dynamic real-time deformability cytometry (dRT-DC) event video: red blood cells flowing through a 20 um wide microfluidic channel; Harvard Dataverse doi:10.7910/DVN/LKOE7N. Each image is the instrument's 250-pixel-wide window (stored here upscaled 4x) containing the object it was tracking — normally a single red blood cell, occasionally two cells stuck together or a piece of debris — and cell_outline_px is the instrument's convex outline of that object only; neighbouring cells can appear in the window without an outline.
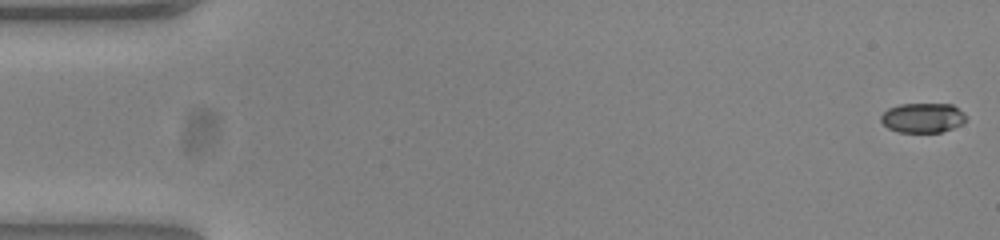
{"species": "common noctule bat (a hibernating species)", "species_latin": "Nyctalus noctula", "temperature_condition": "warm", "stored_images_in_passage": 53, "camera_frame_rate_fps": 3000, "um_per_image_px": 0.085, "animal": {"sex": "female", "body_mass_g": 23.0, "forearm_length_mm": 53.4}, "frame": {"image": 1, "passage_image": 1, "time_ms": 0.0, "image_size_px": [1000, 240], "cell_outline_px": [[968, 120], [952, 128], [940, 132], [900, 132], [888, 128], [880, 120], [880, 116], [888, 108], [900, 104], [952, 104], [964, 112], [968, 116]], "centroid_in_image_um": [78.46, 10.0], "position_along_channel_um": 6.5, "area_um2": 14.8}}
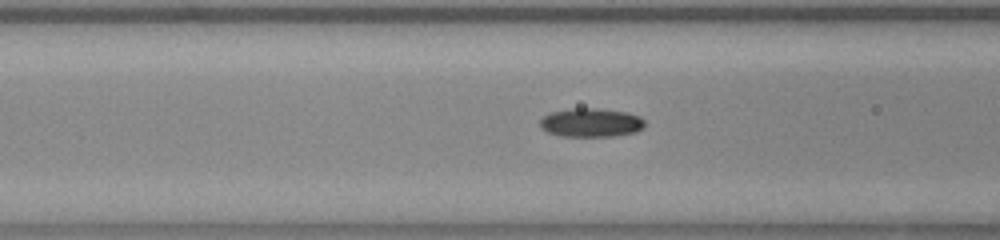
{"frame": {"image": 2, "passage_image": 21, "time_ms": 6.667, "image_size_px": [1000, 240], "cell_outline_px": [[644, 124], [636, 132], [612, 136], [560, 136], [548, 132], [540, 128], [540, 120], [544, 116], [552, 112], [576, 108], [596, 108], [628, 112], [640, 116], [644, 120]], "centroid_in_image_um": [50.23, 10.42], "position_along_channel_um": 116.4, "area_um2": 17.46}}
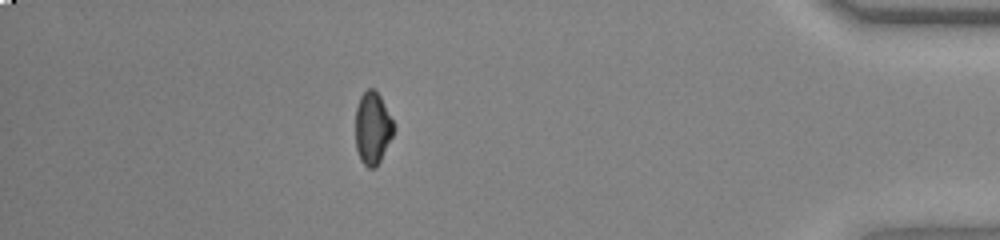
{"frame": {"image": 3, "passage_image": 47, "time_ms": 15.333, "image_size_px": [1000, 240], "cell_outline_px": [[396, 128], [376, 168], [368, 168], [360, 160], [356, 148], [356, 108], [360, 96], [368, 88], [372, 88], [380, 96]], "centroid_in_image_um": [31.66, 10.9], "position_along_channel_um": 403.5, "area_um2": 15.95}, "authors_computed_cell_mechanics": {"area_um2": 16.6464, "velocity_mm_per_s": 3.8731, "shape_relaxation_time_tau1_ms": null, "shape_relaxation_time_tau2_ms": 5.1535, "deformation_change_tau1": null, "deformation_change_tau2": 0.084}}